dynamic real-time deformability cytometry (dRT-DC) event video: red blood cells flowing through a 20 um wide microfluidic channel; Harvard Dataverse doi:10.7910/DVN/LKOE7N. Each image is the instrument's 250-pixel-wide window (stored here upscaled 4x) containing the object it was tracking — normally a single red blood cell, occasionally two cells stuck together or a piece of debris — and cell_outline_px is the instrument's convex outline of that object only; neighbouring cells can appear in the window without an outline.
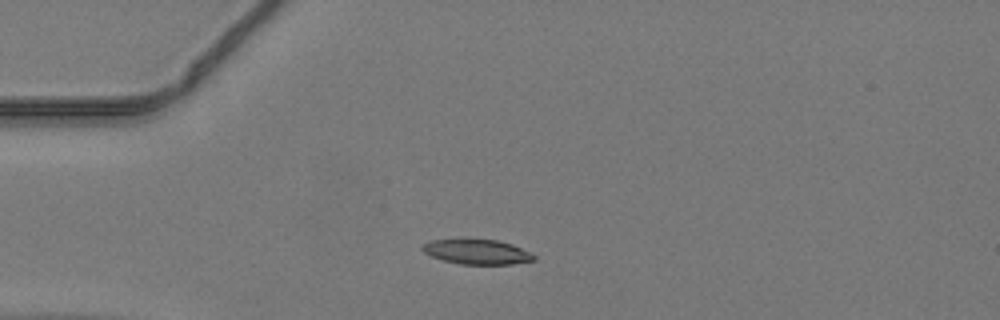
{"species": "common noctule bat (a hibernating species)", "species_latin": "Nyctalus noctula", "temperature_condition": "warm", "stored_images_in_passage": 36, "camera_frame_rate_fps": 3000, "um_per_image_px": 0.085, "animal": {"sex": "male", "body_mass_g": 19.2, "forearm_length_mm": 51.8}, "frame": {"image": 1, "passage_image": 1, "time_ms": 0.0, "image_size_px": [1000, 320], "cell_outline_px": [[536, 260], [512, 264], [460, 264], [444, 260], [432, 256], [424, 252], [420, 248], [424, 244], [432, 240], [496, 240], [512, 244], [532, 252], [536, 256]], "centroid_in_image_um": [40.61, 21.42], "position_along_channel_um": 44.4, "area_um2": 15.95}}
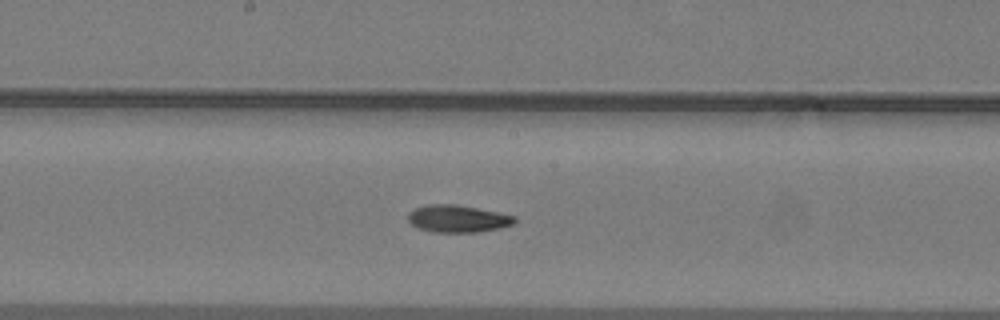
{"frame": {"image": 2, "passage_image": 14, "time_ms": 4.333, "image_size_px": [1000, 320], "cell_outline_px": [[516, 220], [512, 224], [500, 228], [476, 232], [432, 232], [420, 228], [412, 224], [408, 220], [408, 212], [416, 208], [428, 204], [456, 204], [516, 216]], "centroid_in_image_um": [38.89, 18.58], "position_along_channel_um": 209.3, "area_um2": 16.76}}
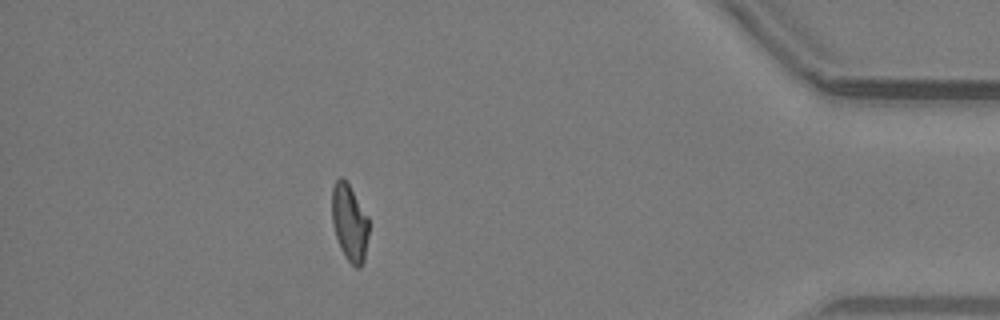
{"frame": {"image": 3, "passage_image": 31, "time_ms": 10.0, "image_size_px": [1000, 320], "cell_outline_px": [[368, 236], [364, 260], [360, 268], [356, 268], [344, 256], [340, 248], [336, 236], [332, 220], [332, 188], [336, 180], [340, 176], [348, 184], [368, 216]], "centroid_in_image_um": [29.71, 18.95], "position_along_channel_um": 405.5, "area_um2": 16.36}}